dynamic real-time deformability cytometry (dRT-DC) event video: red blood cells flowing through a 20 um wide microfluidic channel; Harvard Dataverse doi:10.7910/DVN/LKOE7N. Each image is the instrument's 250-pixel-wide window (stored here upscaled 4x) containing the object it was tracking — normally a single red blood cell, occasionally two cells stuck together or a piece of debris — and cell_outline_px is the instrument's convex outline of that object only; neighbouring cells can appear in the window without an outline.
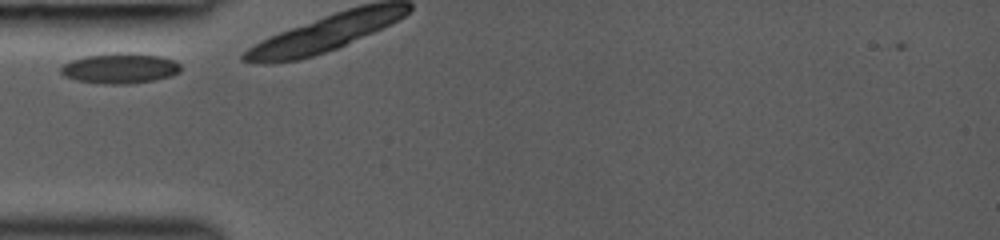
{"species": "common noctule bat (a hibernating species)", "species_latin": "Nyctalus noctula", "temperature_condition": "room temperature", "stored_images_in_passage": 3, "camera_frame_rate_fps": 3000, "um_per_image_px": 0.085, "animal": {"sex": "female", "body_mass_g": 19.0, "forearm_length_mm": 53.3}, "frame": {"image": 1, "passage_image": 1, "time_ms": 0.0, "image_size_px": [1000, 240], "cell_outline_px": [[180, 72], [172, 76], [156, 80], [128, 84], [104, 84], [76, 80], [64, 76], [60, 72], [60, 68], [64, 64], [72, 60], [84, 56], [116, 52], [136, 52], [160, 56], [172, 60], [180, 64]], "centroid_in_image_um": [10.21, 5.8], "position_along_channel_um": 74.8, "area_um2": 21.44}}